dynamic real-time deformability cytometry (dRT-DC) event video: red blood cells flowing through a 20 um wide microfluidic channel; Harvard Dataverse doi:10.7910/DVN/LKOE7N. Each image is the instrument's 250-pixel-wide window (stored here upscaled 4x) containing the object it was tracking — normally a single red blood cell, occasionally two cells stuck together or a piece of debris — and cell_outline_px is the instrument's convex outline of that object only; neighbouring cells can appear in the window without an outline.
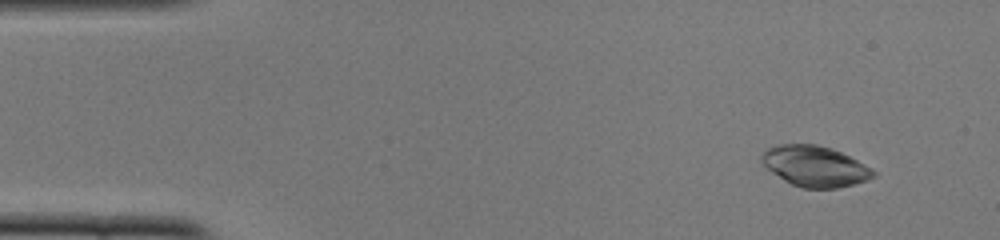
{"species": "common noctule bat (a hibernating species)", "species_latin": "Nyctalus noctula", "temperature_condition": "cold", "stored_images_in_passage": 52, "camera_frame_rate_fps": 3000, "um_per_image_px": 0.085, "animal": {"sex": "female", "body_mass_g": 22.0, "forearm_length_mm": 56.7}, "frame": {"image": 1, "passage_image": 5, "time_ms": 1.333, "image_size_px": [1000, 240], "cell_outline_px": [[876, 176], [852, 184], [836, 188], [800, 188], [784, 180], [772, 172], [760, 160], [760, 156], [768, 148], [776, 144], [816, 144], [832, 148], [872, 168], [876, 172]], "centroid_in_image_um": [69.25, 14.12], "position_along_channel_um": 15.8, "area_um2": 26.24}}
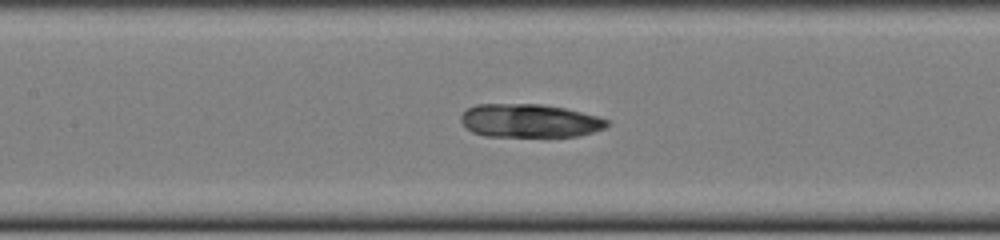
{"frame": {"image": 2, "passage_image": 24, "time_ms": 7.667, "image_size_px": [1000, 240], "cell_outline_px": [[612, 124], [604, 128], [580, 136], [484, 136], [472, 132], [460, 120], [460, 116], [468, 108], [476, 104], [540, 104], [564, 108], [596, 116], [608, 120]], "centroid_in_image_um": [45.01, 10.26], "position_along_channel_um": 162.4, "area_um2": 28.32}}
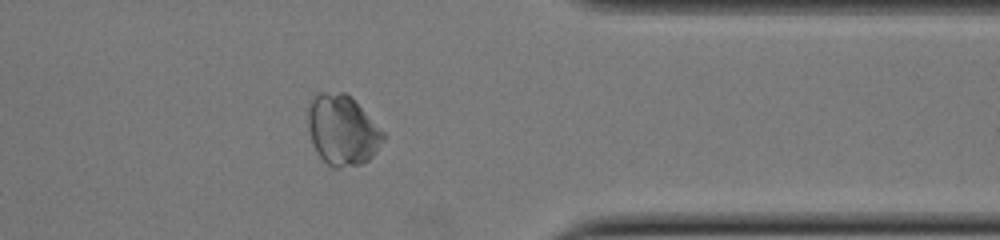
{"frame": {"image": 3, "passage_image": 42, "time_ms": 13.667, "image_size_px": [1000, 240], "cell_outline_px": [[384, 140], [376, 152], [368, 160], [360, 164], [336, 168], [332, 168], [316, 152], [312, 144], [308, 128], [308, 108], [316, 92], [344, 92], [352, 96], [384, 132]], "centroid_in_image_um": [29.1, 11.04], "position_along_channel_um": 382.3, "area_um2": 30.98}, "authors_computed_cell_mechanics": {"area_um2": 29.2757, "velocity_mm_per_s": 3.8585, "shape_relaxation_time_tau1_ms": null, "shape_relaxation_time_tau2_ms": 2.3618, "deformation_change_tau1": null, "deformation_change_tau2": 0.0498}}